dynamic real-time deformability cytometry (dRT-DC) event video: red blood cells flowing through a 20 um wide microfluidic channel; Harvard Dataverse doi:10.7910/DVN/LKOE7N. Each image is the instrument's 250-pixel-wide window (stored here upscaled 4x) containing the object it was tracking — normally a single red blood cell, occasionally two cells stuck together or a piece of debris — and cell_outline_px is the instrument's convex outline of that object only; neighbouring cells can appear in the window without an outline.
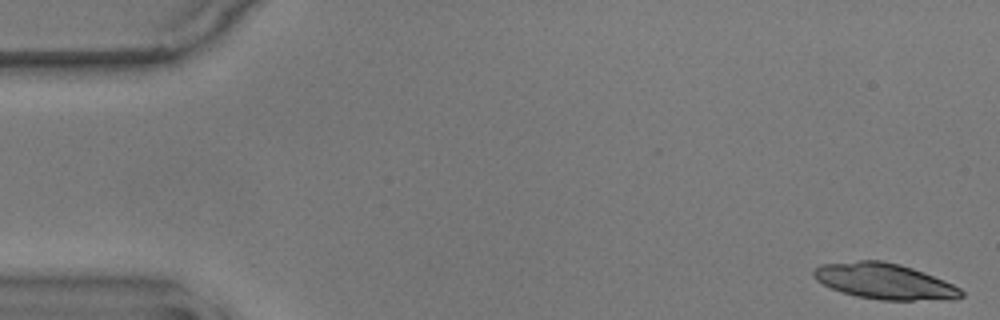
{"species": "common noctule bat (a hibernating species)", "species_latin": "Nyctalus noctula", "temperature_condition": "warm", "stored_images_in_passage": 17, "camera_frame_rate_fps": 3000, "um_per_image_px": 0.085, "animal": {"sex": "male", "body_mass_g": 17.9}, "frame": {"image": 1, "passage_image": 1, "time_ms": 0.0, "image_size_px": [1000, 320], "cell_outline_px": [[964, 296], [956, 300], [880, 300], [856, 296], [840, 292], [816, 280], [812, 276], [812, 272], [820, 264], [860, 260], [880, 260], [900, 264], [924, 272], [944, 280], [960, 288], [964, 292]], "centroid_in_image_um": [75.21, 23.92], "position_along_channel_um": 9.8, "area_um2": 31.04}}